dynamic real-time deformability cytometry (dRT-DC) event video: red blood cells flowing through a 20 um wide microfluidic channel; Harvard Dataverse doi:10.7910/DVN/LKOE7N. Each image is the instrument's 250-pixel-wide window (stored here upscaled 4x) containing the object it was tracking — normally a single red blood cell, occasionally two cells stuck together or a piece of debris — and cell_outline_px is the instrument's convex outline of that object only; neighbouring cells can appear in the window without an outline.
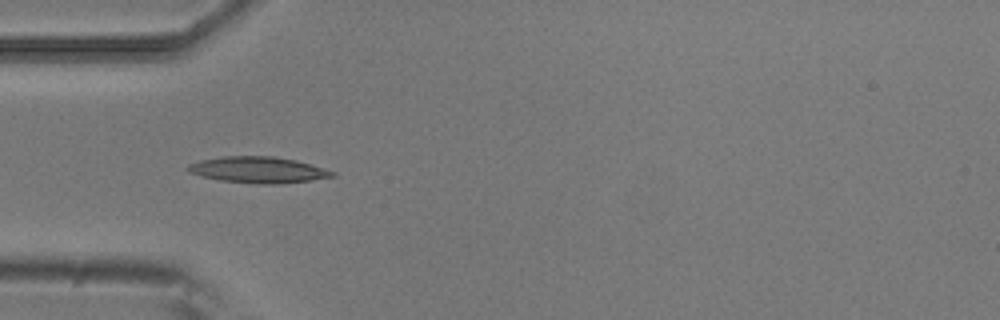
{"species": "common noctule bat (a hibernating species)", "species_latin": "Nyctalus noctula", "temperature_condition": "room temperature", "stored_images_in_passage": 4, "camera_frame_rate_fps": 3000, "um_per_image_px": 0.085, "animal": {"sex": "male", "body_mass_g": 20.5, "forearm_length_mm": 52.5}, "frame": {"image": 1, "passage_image": 3, "time_ms": 0.667, "image_size_px": [1000, 320], "cell_outline_px": [[336, 176], [312, 180], [280, 184], [260, 184], [220, 180], [200, 176], [188, 172], [184, 168], [188, 164], [200, 160], [220, 156], [272, 156], [296, 160], [336, 172]], "centroid_in_image_um": [21.9, 14.43], "position_along_channel_um": 63.1, "area_um2": 22.2}}
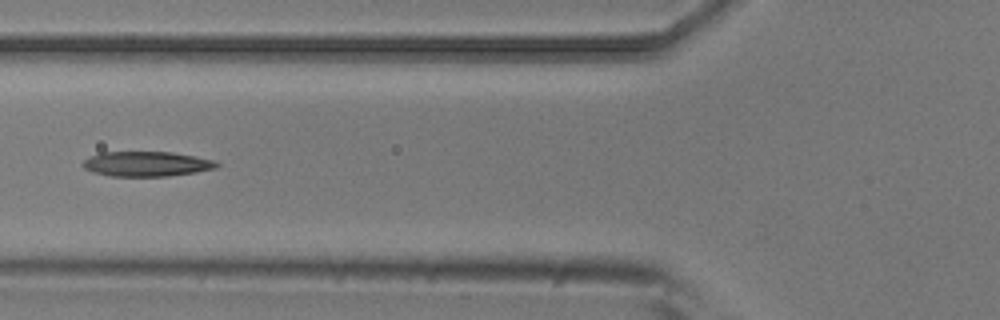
{"frame": {"image": 2, "passage_image": 4, "time_ms": 1.0, "image_size_px": [1000, 320], "cell_outline_px": [[220, 164], [216, 168], [196, 172], [168, 176], [112, 176], [92, 172], [84, 168], [80, 164], [88, 156], [100, 152], [172, 152], [196, 156], [212, 160]], "centroid_in_image_um": [12.42, 13.93], "position_along_channel_um": 113.4, "area_um2": 19.54}}